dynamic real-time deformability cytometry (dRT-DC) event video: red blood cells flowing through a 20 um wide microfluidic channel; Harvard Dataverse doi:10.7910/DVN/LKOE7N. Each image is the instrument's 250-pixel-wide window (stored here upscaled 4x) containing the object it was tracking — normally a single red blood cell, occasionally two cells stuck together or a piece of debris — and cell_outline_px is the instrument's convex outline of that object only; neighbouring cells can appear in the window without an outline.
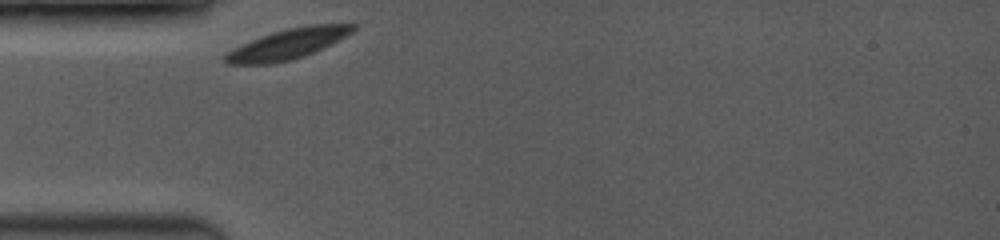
{"species": "common noctule bat (a hibernating species)", "species_latin": "Nyctalus noctula", "temperature_condition": "room temperature", "stored_images_in_passage": 34, "camera_frame_rate_fps": 3500, "um_per_image_px": 0.085, "animal": {"sex": "female", "body_mass_g": 19.0, "forearm_length_mm": 53.3}, "frame": {"image": 1, "passage_image": 1, "time_ms": 0.0, "image_size_px": [1000, 240], "cell_outline_px": [[356, 28], [352, 32], [304, 56], [292, 60], [272, 64], [228, 64], [224, 60], [224, 56], [228, 52], [260, 36], [272, 32], [288, 28], [308, 24], [352, 20], [356, 24]], "centroid_in_image_um": [24.58, 3.68], "position_along_channel_um": 60.4, "area_um2": 22.72}}
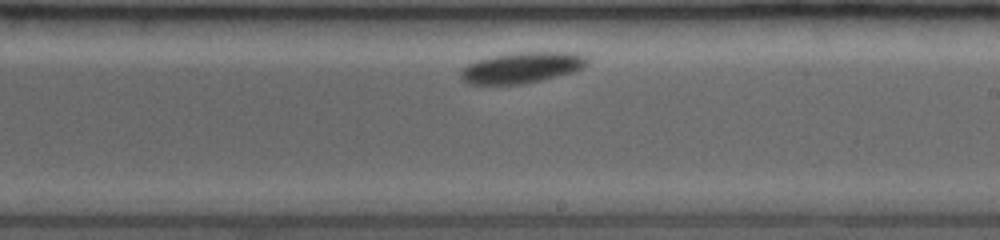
{"frame": {"image": 2, "passage_image": 19, "time_ms": 5.143, "image_size_px": [1000, 240], "cell_outline_px": [[588, 64], [572, 72], [524, 84], [468, 84], [460, 76], [460, 72], [468, 64], [492, 56], [512, 52], [572, 52], [584, 56], [588, 60]], "centroid_in_image_um": [44.35, 5.74], "position_along_channel_um": 244.7, "area_um2": 22.48}}
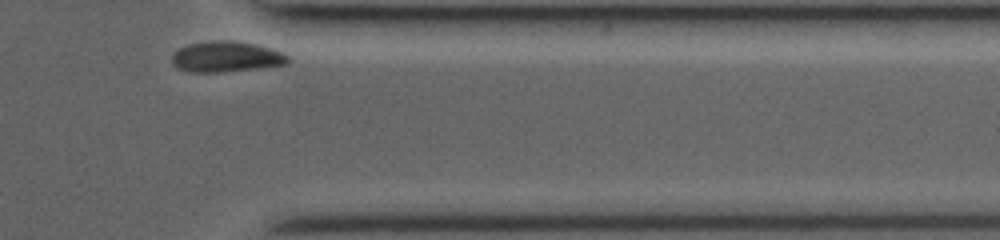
{"frame": {"image": 3, "passage_image": 33, "time_ms": 9.143, "image_size_px": [1000, 240], "cell_outline_px": [[288, 64], [260, 68], [220, 72], [192, 72], [176, 68], [172, 60], [172, 56], [180, 48], [188, 44], [220, 40], [224, 40], [256, 44], [280, 52], [288, 56]], "centroid_in_image_um": [19.22, 4.84], "position_along_channel_um": 392.2, "area_um2": 20.4}}